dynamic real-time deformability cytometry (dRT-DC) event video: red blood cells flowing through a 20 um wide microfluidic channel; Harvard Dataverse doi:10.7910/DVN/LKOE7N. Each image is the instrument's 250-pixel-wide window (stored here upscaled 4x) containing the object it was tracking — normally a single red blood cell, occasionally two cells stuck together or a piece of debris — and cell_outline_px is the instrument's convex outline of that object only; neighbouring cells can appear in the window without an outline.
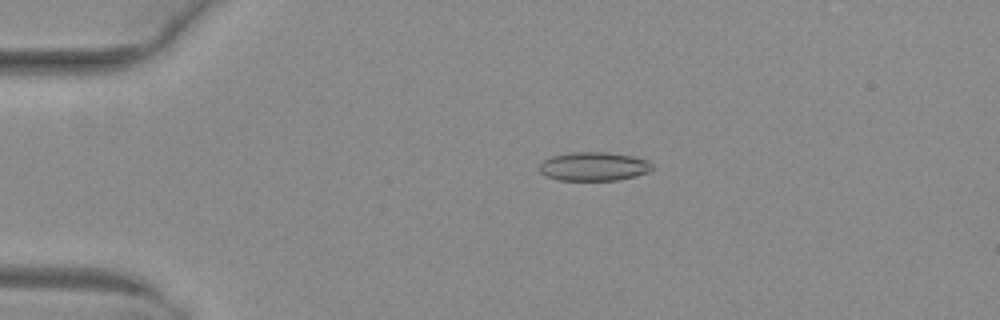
{"species": "common noctule bat (a hibernating species)", "species_latin": "Nyctalus noctula", "temperature_condition": "warm", "stored_images_in_passage": 43, "camera_frame_rate_fps": 3000, "um_per_image_px": 0.085, "animal": {"sex": "female", "body_mass_g": 29.2, "forearm_length_mm": 56.3}, "frame": {"image": 1, "passage_image": 3, "time_ms": 0.667, "image_size_px": [1000, 320], "cell_outline_px": [[652, 168], [648, 172], [636, 176], [616, 180], [556, 180], [540, 172], [540, 164], [544, 160], [552, 156], [572, 152], [608, 152], [632, 156], [648, 160], [652, 164]], "centroid_in_image_um": [50.48, 14.14], "position_along_channel_um": 34.5, "area_um2": 18.84}}
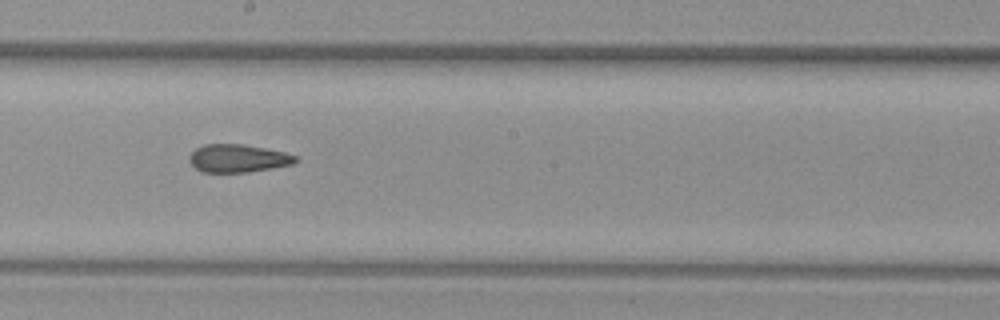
{"frame": {"image": 2, "passage_image": 21, "time_ms": 6.667, "image_size_px": [1000, 320], "cell_outline_px": [[300, 160], [292, 164], [272, 168], [248, 172], [200, 172], [188, 160], [188, 156], [196, 148], [204, 144], [244, 144], [284, 152], [296, 156]], "centroid_in_image_um": [20.21, 13.46], "position_along_channel_um": 228.0, "area_um2": 17.34}}
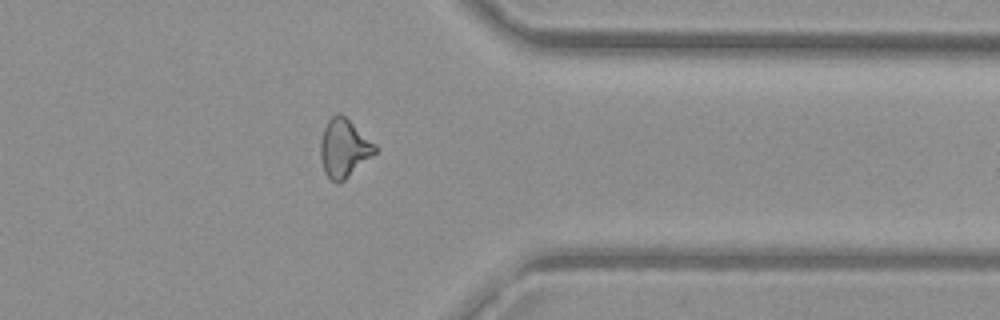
{"frame": {"image": 3, "passage_image": 33, "time_ms": 10.667, "image_size_px": [1000, 320], "cell_outline_px": [[376, 152], [344, 180], [336, 184], [324, 172], [320, 156], [320, 140], [324, 128], [328, 120], [336, 112], [340, 112], [376, 144]], "centroid_in_image_um": [29.21, 12.58], "position_along_channel_um": 382.2, "area_um2": 18.38}, "authors_computed_cell_mechanics": {"area_um2": 18.2648, "velocity_mm_per_s": 4.061, "shape_relaxation_time_tau1_ms": null, "shape_relaxation_time_tau2_ms": 2.377, "deformation_change_tau1": null, "deformation_change_tau2": 0.1114}}